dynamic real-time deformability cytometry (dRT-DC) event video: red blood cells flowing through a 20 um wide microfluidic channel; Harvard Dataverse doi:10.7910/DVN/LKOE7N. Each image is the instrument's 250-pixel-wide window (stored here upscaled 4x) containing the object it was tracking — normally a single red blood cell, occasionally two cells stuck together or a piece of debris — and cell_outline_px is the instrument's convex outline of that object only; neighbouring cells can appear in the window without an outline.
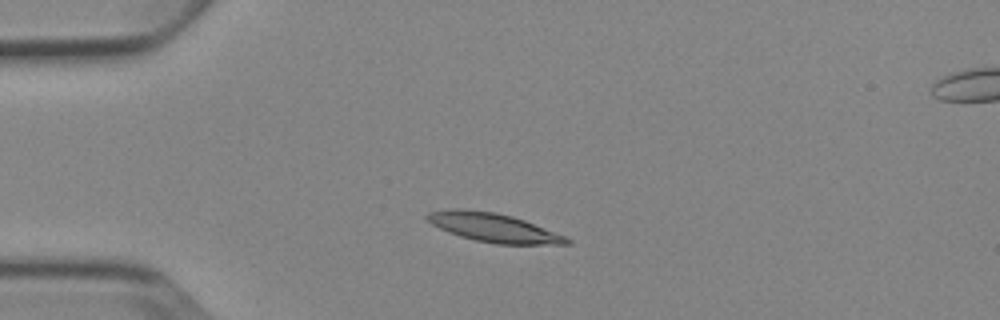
{"species": "Egyptian fruit bat (a non-hibernating species)", "species_latin": "Rousettus aegyptiacus", "temperature_condition": "cold", "stored_images_in_passage": 6, "camera_frame_rate_fps": 3000, "um_per_image_px": 0.085, "animal": {"sex": "female"}, "frame": {"image": 1, "passage_image": 2, "time_ms": 1.0, "image_size_px": [1000, 320], "cell_outline_px": [[572, 244], [496, 244], [476, 240], [460, 236], [448, 232], [432, 224], [424, 216], [428, 212], [452, 208], [464, 208], [496, 212], [512, 216], [524, 220], [568, 236], [572, 240]], "centroid_in_image_um": [41.98, 19.34], "position_along_channel_um": 43.0, "area_um2": 23.64}}
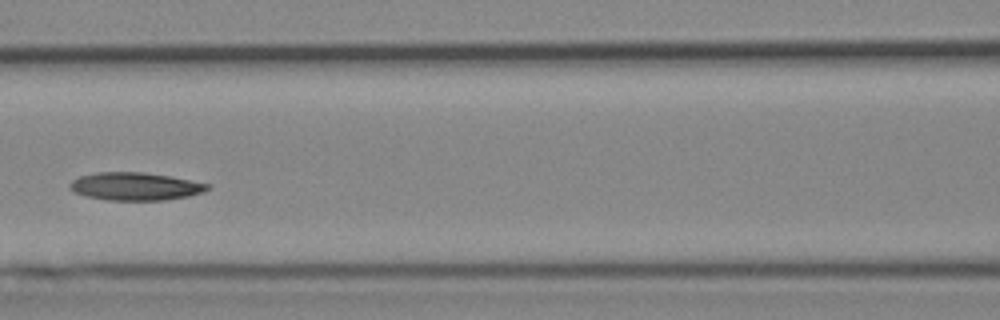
{"frame": {"image": 2, "passage_image": 5, "time_ms": 4.667, "image_size_px": [1000, 320], "cell_outline_px": [[212, 188], [204, 192], [188, 196], [164, 200], [108, 200], [84, 196], [72, 192], [68, 188], [68, 184], [72, 180], [80, 176], [96, 172], [144, 172], [168, 176], [208, 184]], "centroid_in_image_um": [11.44, 15.84], "position_along_channel_um": 155.2, "area_um2": 22.43}}
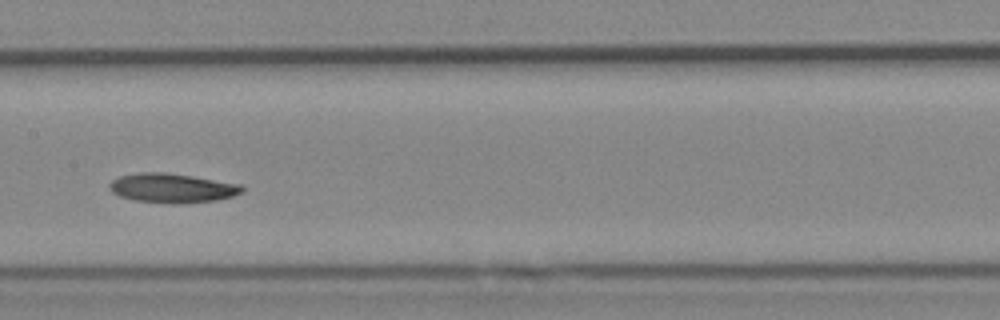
{"frame": {"image": 3, "passage_image": 6, "time_ms": 5.667, "image_size_px": [1000, 320], "cell_outline_px": [[244, 192], [232, 196], [216, 200], [180, 204], [172, 204], [132, 200], [120, 196], [112, 192], [108, 188], [108, 184], [112, 180], [120, 176], [140, 172], [164, 172], [192, 176], [240, 184], [244, 188]], "centroid_in_image_um": [14.61, 15.99], "position_along_channel_um": 192.8, "area_um2": 22.77}}